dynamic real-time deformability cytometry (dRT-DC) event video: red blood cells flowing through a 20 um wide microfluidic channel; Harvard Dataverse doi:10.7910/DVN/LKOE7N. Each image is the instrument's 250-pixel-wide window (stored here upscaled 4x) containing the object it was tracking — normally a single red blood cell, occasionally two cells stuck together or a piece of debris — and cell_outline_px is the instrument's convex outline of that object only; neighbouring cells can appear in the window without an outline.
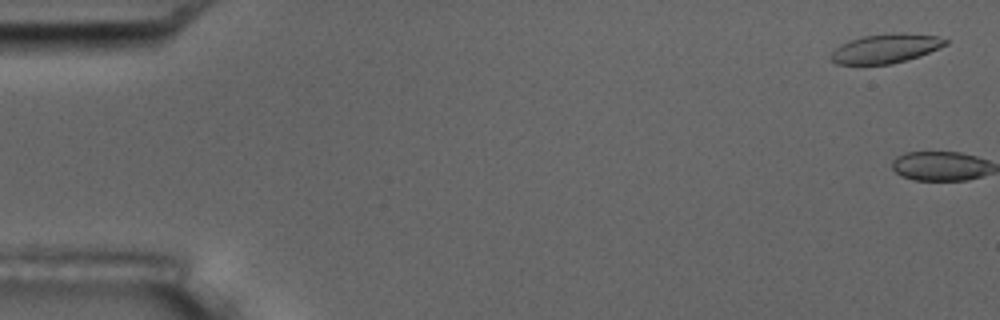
{"species": "common noctule bat (a hibernating species)", "species_latin": "Nyctalus noctula", "temperature_condition": "room temperature", "stored_images_in_passage": 5, "camera_frame_rate_fps": 3000, "um_per_image_px": 0.085, "animal": {"sex": "male", "body_mass_g": 17.5, "forearm_length_mm": 52.3}, "frame": {"image": 1, "passage_image": 1, "time_ms": 0.0, "image_size_px": [1000, 320], "cell_outline_px": [[948, 44], [920, 56], [892, 64], [836, 64], [832, 60], [832, 52], [840, 44], [860, 36], [892, 32], [904, 32], [936, 36], [948, 40]], "centroid_in_image_um": [75.3, 4.1], "position_along_channel_um": 9.7, "area_um2": 19.59}}